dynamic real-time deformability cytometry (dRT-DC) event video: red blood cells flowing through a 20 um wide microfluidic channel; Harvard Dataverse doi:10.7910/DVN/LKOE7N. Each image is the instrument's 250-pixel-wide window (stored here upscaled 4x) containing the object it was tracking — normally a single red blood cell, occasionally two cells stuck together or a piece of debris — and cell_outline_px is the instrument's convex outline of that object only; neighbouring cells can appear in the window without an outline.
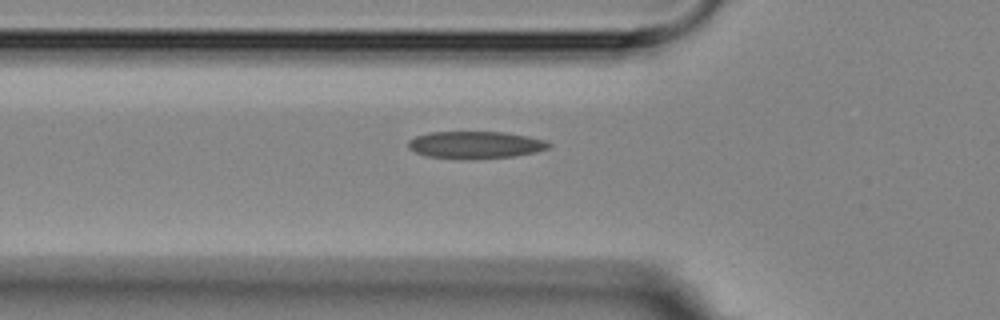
{"species": "Egyptian fruit bat (a non-hibernating species)", "species_latin": "Rousettus aegyptiacus", "temperature_condition": "room temperature", "stored_images_in_passage": 6, "camera_frame_rate_fps": 3000, "um_per_image_px": 0.085, "animal": {"sex": "female"}, "frame": {"image": 1, "passage_image": 6, "time_ms": 5.667, "image_size_px": [1000, 320], "cell_outline_px": [[552, 144], [548, 148], [536, 152], [512, 156], [428, 156], [416, 152], [408, 148], [408, 140], [416, 136], [428, 132], [504, 132], [528, 136], [544, 140]], "centroid_in_image_um": [40.42, 12.25], "position_along_channel_um": 85.4, "area_um2": 21.15}}